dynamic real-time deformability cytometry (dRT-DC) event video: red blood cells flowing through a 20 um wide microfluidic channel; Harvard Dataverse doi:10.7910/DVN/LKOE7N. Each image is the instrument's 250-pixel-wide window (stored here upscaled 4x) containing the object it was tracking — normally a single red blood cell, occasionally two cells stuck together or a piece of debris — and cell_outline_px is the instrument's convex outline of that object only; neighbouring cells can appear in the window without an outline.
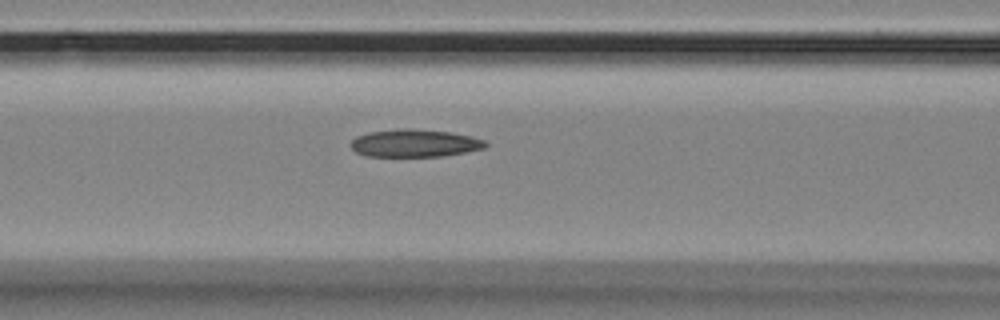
{"species": "Egyptian fruit bat (a non-hibernating species)", "species_latin": "Rousettus aegyptiacus", "temperature_condition": "room temperature", "stored_images_in_passage": 19, "camera_frame_rate_fps": 3000, "um_per_image_px": 0.085, "animal": {"sex": "female"}, "frame": {"image": 1, "passage_image": 14, "time_ms": 4.333, "image_size_px": [1000, 320], "cell_outline_px": [[488, 144], [484, 148], [444, 156], [368, 156], [356, 152], [348, 144], [356, 136], [368, 132], [396, 128], [412, 128], [452, 132], [472, 136], [484, 140]], "centroid_in_image_um": [35.22, 12.15], "position_along_channel_um": 131.4, "area_um2": 21.91}}